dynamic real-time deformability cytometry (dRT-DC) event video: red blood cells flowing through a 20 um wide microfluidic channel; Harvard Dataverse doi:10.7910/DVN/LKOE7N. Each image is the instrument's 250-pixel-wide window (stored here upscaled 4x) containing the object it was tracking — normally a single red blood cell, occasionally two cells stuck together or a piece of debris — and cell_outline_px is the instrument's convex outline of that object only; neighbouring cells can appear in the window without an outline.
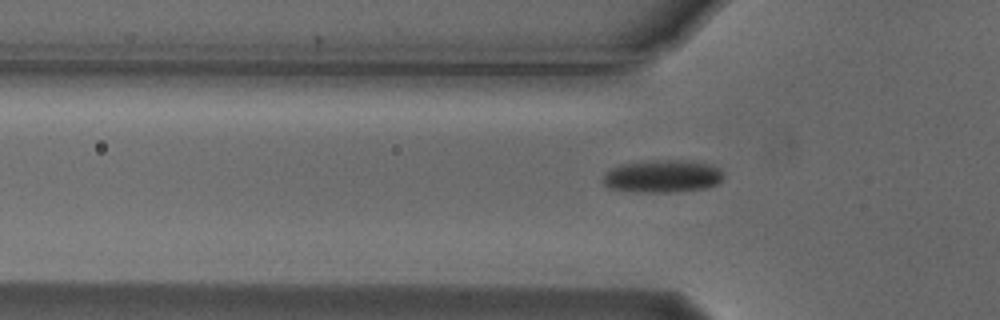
{"species": "Egyptian fruit bat (a non-hibernating species)", "species_latin": "Rousettus aegyptiacus", "temperature_condition": "cold", "stored_images_in_passage": 41, "camera_frame_rate_fps": 3000, "um_per_image_px": 0.085, "animal": {"sex": "male"}, "frame": {"image": 1, "passage_image": 9, "time_ms": 2.667, "image_size_px": [1000, 320], "cell_outline_px": [[724, 176], [716, 184], [708, 188], [676, 192], [636, 192], [608, 188], [604, 184], [604, 176], [612, 168], [620, 164], [652, 160], [680, 160], [708, 164], [720, 168], [724, 172]], "centroid_in_image_um": [56.34, 14.99], "position_along_channel_um": 69.5, "area_um2": 22.95}}
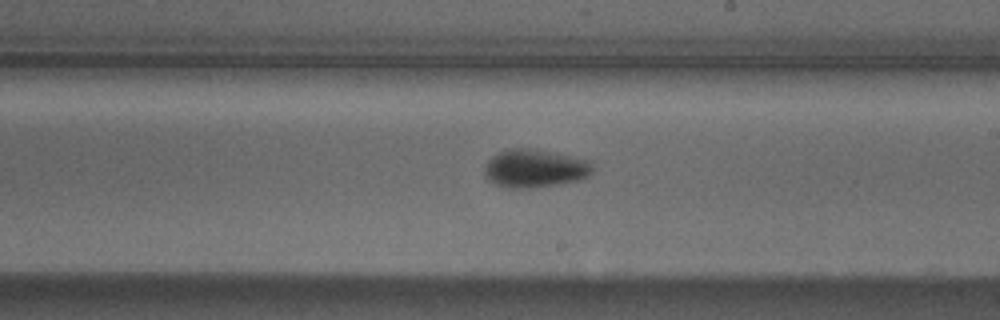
{"frame": {"image": 2, "passage_image": 23, "time_ms": 7.333, "image_size_px": [1000, 320], "cell_outline_px": [[592, 172], [588, 176], [580, 180], [560, 184], [528, 188], [508, 188], [496, 184], [488, 180], [484, 176], [484, 168], [488, 160], [492, 156], [508, 148], [536, 148], [556, 152], [588, 160], [592, 164]], "centroid_in_image_um": [45.45, 14.3], "position_along_channel_um": 243.5, "area_um2": 24.33}}
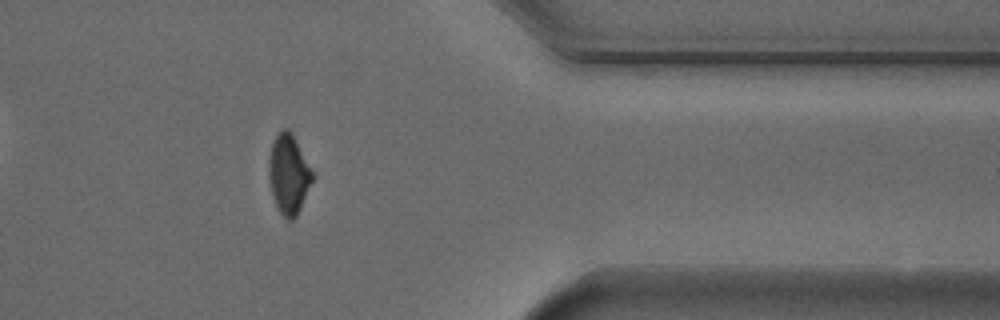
{"frame": {"image": 3, "passage_image": 36, "time_ms": 11.667, "image_size_px": [1000, 320], "cell_outline_px": [[312, 180], [300, 208], [296, 216], [292, 220], [288, 220], [280, 212], [276, 204], [272, 192], [268, 172], [272, 144], [276, 136], [284, 128], [288, 128], [292, 132], [312, 172]], "centroid_in_image_um": [24.53, 14.8], "position_along_channel_um": 386.9, "area_um2": 19.42}, "authors_computed_cell_mechanics": {"area_um2": 21.4438, "velocity_mm_per_s": 3.7369, "shape_relaxation_time_tau1_ms": 1.7306, "shape_relaxation_time_tau2_ms": null, "deformation_change_tau1": 0.0947, "deformation_change_tau2": null}}